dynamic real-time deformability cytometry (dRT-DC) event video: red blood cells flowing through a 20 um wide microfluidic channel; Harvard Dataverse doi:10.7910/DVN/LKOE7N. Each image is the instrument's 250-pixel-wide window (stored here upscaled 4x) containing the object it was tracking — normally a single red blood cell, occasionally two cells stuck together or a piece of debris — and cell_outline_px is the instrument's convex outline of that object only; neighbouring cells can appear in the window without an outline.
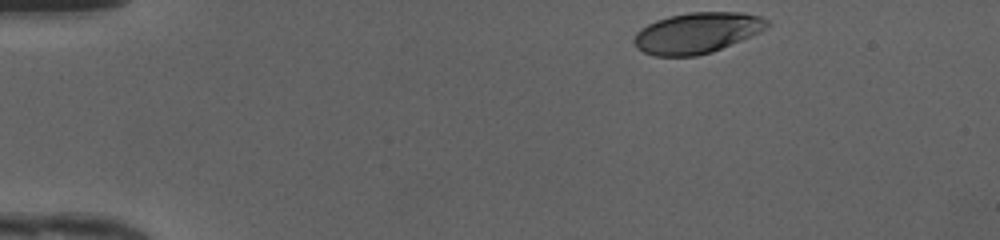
{"species": "human", "species_latin": "Homo sapiens", "temperature_condition": "cold", "stored_images_in_passage": 35, "camera_frame_rate_fps": 3000, "um_per_image_px": 0.085, "donor": {"sex": "female"}, "frame": {"image": 1, "passage_image": 1, "time_ms": 0.0, "image_size_px": [1000, 240], "cell_outline_px": [[768, 28], [760, 32], [712, 52], [696, 56], [652, 56], [636, 48], [632, 40], [636, 32], [640, 28], [656, 20], [668, 16], [688, 12], [744, 12], [760, 16], [768, 20]], "centroid_in_image_um": [59.22, 2.79], "position_along_channel_um": 25.8, "area_um2": 31.85}}
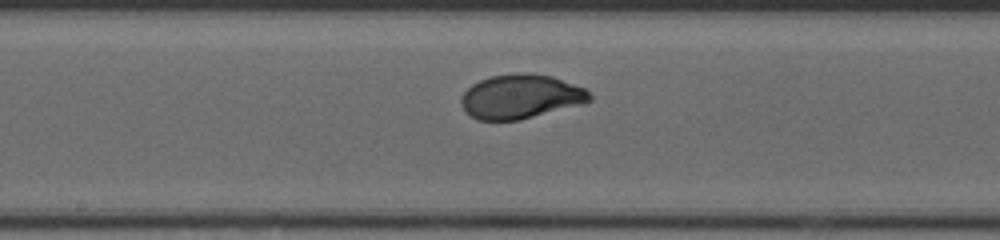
{"frame": {"image": 2, "passage_image": 20, "time_ms": 6.333, "image_size_px": [1000, 240], "cell_outline_px": [[592, 100], [584, 104], [520, 120], [480, 120], [472, 116], [460, 104], [460, 96], [472, 84], [480, 80], [492, 76], [516, 72], [524, 72], [552, 76], [584, 88], [592, 96]], "centroid_in_image_um": [44.27, 8.2], "position_along_channel_um": 203.9, "area_um2": 33.18}}
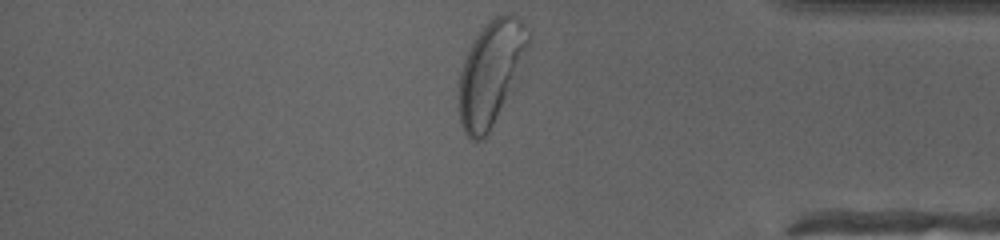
{"frame": {"image": 3, "passage_image": 35, "time_ms": 11.333, "image_size_px": [1000, 240], "cell_outline_px": [[528, 44], [492, 124], [484, 140], [472, 140], [464, 132], [460, 124], [460, 72], [464, 60], [476, 36], [488, 20], [504, 12], [508, 12], [516, 16], [520, 20], [528, 36]], "centroid_in_image_um": [41.63, 6.15], "position_along_channel_um": 393.6, "area_um2": 39.54}, "authors_computed_cell_mechanics": {"area_um2": 32.8304, "velocity_mm_per_s": 4.1847, "shape_relaxation_time_tau1_ms": 2.6332, "shape_relaxation_time_tau2_ms": null, "deformation_change_tau1": 0.1649, "deformation_change_tau2": null}}